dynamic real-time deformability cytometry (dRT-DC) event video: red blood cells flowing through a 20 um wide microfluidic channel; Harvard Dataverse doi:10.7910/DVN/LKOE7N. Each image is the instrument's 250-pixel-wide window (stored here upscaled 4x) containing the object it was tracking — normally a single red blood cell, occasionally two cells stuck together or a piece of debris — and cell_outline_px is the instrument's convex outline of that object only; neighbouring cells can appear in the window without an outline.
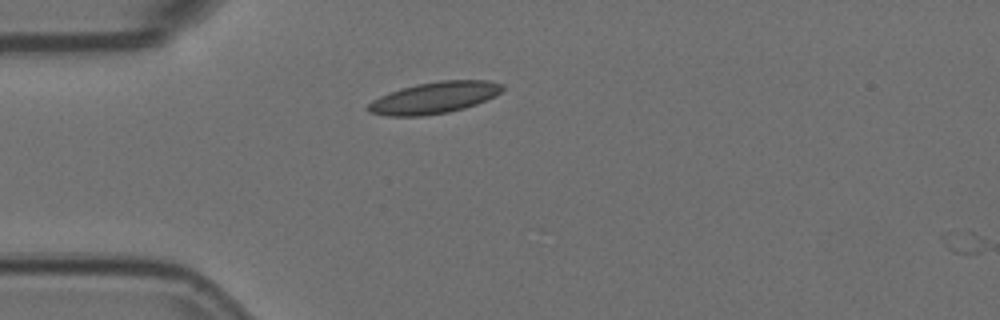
{"species": "Egyptian fruit bat (a non-hibernating species)", "species_latin": "Rousettus aegyptiacus", "temperature_condition": "room temperature", "stored_images_in_passage": 4, "camera_frame_rate_fps": 3000, "um_per_image_px": 0.085, "animal": {"sex": "female"}, "frame": {"image": 1, "passage_image": 4, "time_ms": 1.0, "image_size_px": [1000, 320], "cell_outline_px": [[504, 88], [496, 96], [476, 104], [464, 108], [448, 112], [420, 116], [388, 116], [368, 112], [364, 108], [372, 100], [388, 92], [400, 88], [416, 84], [440, 80], [488, 80], [504, 84]], "centroid_in_image_um": [36.89, 8.3], "position_along_channel_um": 48.1, "area_um2": 24.91}}